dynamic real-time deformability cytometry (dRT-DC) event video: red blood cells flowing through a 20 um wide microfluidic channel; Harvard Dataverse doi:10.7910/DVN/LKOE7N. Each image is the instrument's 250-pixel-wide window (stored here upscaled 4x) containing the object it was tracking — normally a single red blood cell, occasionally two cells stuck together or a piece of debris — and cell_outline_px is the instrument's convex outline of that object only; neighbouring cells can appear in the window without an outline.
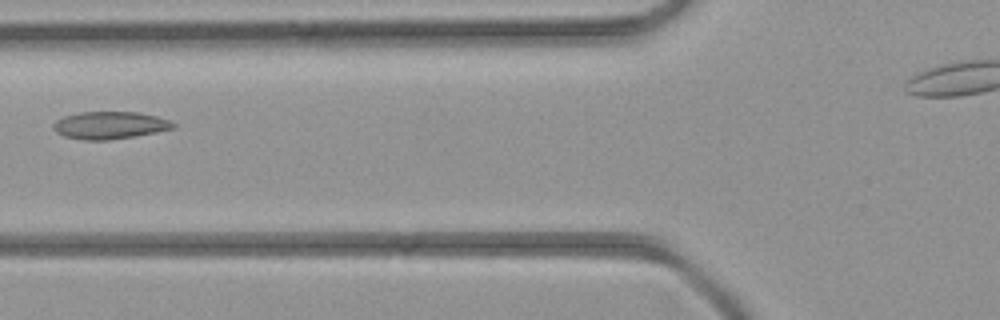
{"species": "common noctule bat (a hibernating species)", "species_latin": "Nyctalus noctula", "temperature_condition": "room temperature", "stored_images_in_passage": 6, "camera_frame_rate_fps": 3000, "um_per_image_px": 0.085, "animal": {"sex": "female", "body_mass_g": 21.9}, "frame": {"image": 1, "passage_image": 6, "time_ms": 5.667, "image_size_px": [1000, 320], "cell_outline_px": [[176, 128], [136, 136], [108, 140], [84, 140], [64, 136], [56, 132], [52, 128], [52, 124], [56, 120], [64, 116], [80, 112], [140, 112], [156, 116], [168, 120], [176, 124]], "centroid_in_image_um": [9.33, 10.65], "position_along_channel_um": 116.5, "area_um2": 19.25}}